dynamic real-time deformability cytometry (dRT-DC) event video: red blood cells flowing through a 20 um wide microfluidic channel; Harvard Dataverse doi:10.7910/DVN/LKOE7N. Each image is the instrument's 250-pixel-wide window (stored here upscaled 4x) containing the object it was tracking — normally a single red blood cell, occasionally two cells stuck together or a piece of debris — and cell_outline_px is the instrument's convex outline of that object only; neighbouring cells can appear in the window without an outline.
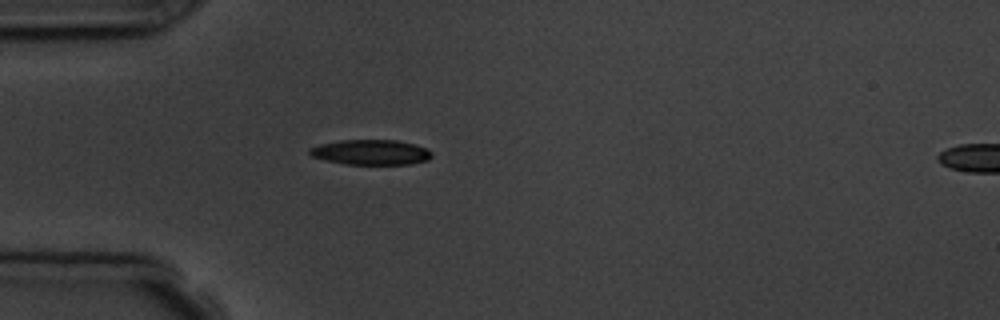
{"species": "common noctule bat (a hibernating species)", "species_latin": "Nyctalus noctula", "temperature_condition": "room temperature", "stored_images_in_passage": 4, "segment_of_instrument_passage": [1, 2], "camera_frame_rate_fps": 3000, "um_per_image_px": 0.085, "animal": {"sex": "male", "body_mass_g": 19.5, "forearm_length_mm": 54.6}, "frame": {"image": 1, "passage_image": 3, "time_ms": 3.333, "image_size_px": [1000, 320], "cell_outline_px": [[432, 156], [428, 160], [408, 164], [344, 164], [324, 160], [312, 156], [308, 152], [308, 148], [320, 144], [340, 140], [396, 140], [416, 144], [428, 148], [432, 152]], "centroid_in_image_um": [31.53, 12.93], "position_along_channel_um": 53.5, "area_um2": 18.03}}